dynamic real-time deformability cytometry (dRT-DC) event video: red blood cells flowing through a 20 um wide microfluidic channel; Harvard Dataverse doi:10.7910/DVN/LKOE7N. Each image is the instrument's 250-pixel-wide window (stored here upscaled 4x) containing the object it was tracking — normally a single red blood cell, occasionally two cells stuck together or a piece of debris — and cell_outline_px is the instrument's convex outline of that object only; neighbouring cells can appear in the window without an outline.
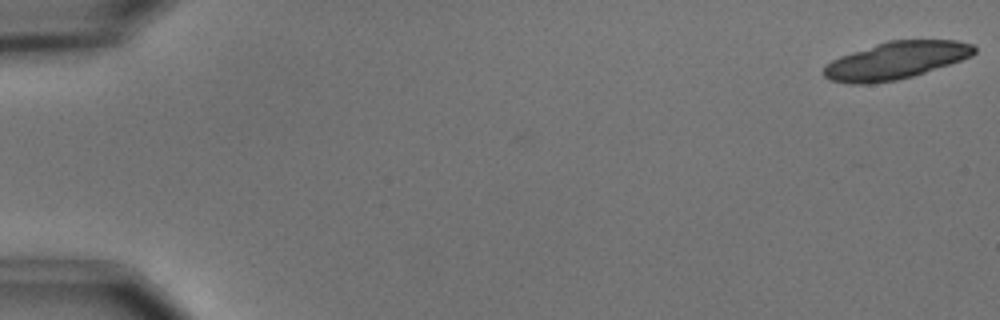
{"species": "common noctule bat (a hibernating species)", "species_latin": "Nyctalus noctula", "temperature_condition": "cold", "stored_images_in_passage": 2, "camera_frame_rate_fps": 3000, "um_per_image_px": 0.085, "animal": {"sex": "male", "body_mass_g": 15.6}, "frame": {"image": 1, "passage_image": 2, "time_ms": 2.0, "image_size_px": [1000, 320], "cell_outline_px": [[976, 52], [972, 56], [912, 76], [896, 80], [868, 84], [852, 84], [832, 80], [824, 76], [824, 68], [832, 60], [840, 56], [888, 40], [956, 40], [972, 44], [976, 48]], "centroid_in_image_um": [76.16, 5.13], "position_along_channel_um": 8.8, "area_um2": 32.31}}